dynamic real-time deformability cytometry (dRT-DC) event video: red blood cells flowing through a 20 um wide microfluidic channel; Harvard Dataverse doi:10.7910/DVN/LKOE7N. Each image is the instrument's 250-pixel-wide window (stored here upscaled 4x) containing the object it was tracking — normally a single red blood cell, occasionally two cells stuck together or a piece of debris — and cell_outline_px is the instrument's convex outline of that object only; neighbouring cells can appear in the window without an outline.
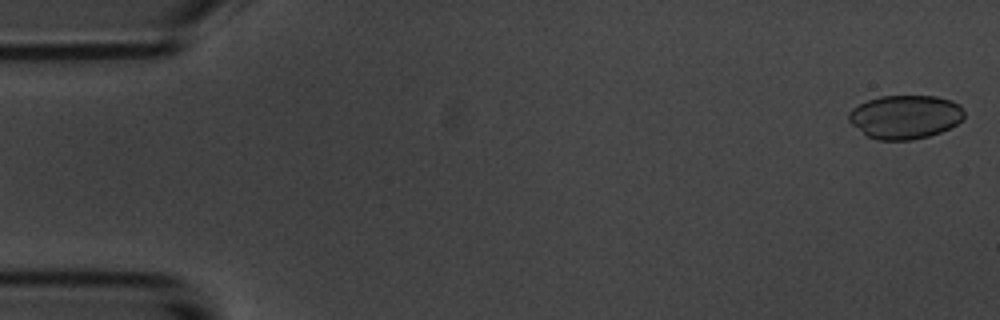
{"species": "common noctule bat (a hibernating species)", "species_latin": "Nyctalus noctula", "temperature_condition": "room temperature", "stored_images_in_passage": 5, "camera_frame_rate_fps": 3000, "um_per_image_px": 0.085, "animal": {"sex": "male", "body_mass_g": 20.1, "forearm_length_mm": 53.5}, "frame": {"image": 1, "passage_image": 1, "time_ms": 0.0, "image_size_px": [1000, 320], "cell_outline_px": [[964, 116], [956, 124], [940, 132], [928, 136], [912, 140], [876, 140], [868, 136], [852, 124], [848, 120], [848, 112], [852, 108], [868, 100], [880, 96], [936, 96], [952, 100], [960, 104], [964, 112]], "centroid_in_image_um": [76.93, 9.93], "position_along_channel_um": 8.1, "area_um2": 29.36}}